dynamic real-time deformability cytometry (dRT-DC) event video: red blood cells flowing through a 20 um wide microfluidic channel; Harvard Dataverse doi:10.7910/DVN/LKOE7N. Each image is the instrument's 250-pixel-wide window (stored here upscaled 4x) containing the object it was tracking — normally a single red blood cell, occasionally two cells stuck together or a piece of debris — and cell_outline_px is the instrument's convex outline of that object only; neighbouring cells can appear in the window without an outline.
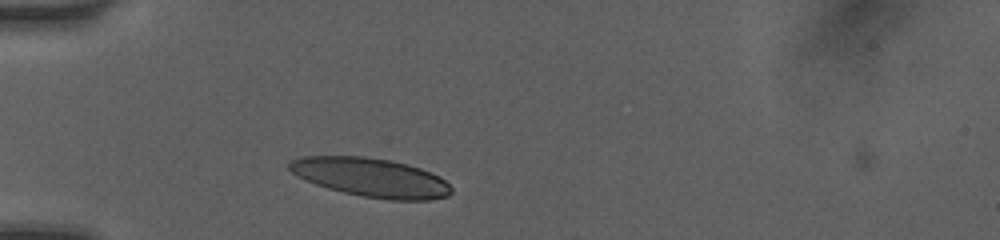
{"species": "human", "species_latin": "Homo sapiens", "temperature_condition": "room temperature", "stored_images_in_passage": 38, "camera_frame_rate_fps": 3000, "um_per_image_px": 0.085, "donor": {"sex": "female"}, "frame": {"image": 1, "passage_image": 5, "time_ms": 1.667, "image_size_px": [1000, 240], "cell_outline_px": [[452, 192], [448, 196], [428, 200], [388, 200], [360, 196], [328, 188], [316, 184], [296, 176], [288, 168], [288, 164], [292, 160], [300, 156], [364, 156], [388, 160], [408, 164], [420, 168], [440, 176], [452, 188]], "centroid_in_image_um": [31.53, 15.08], "position_along_channel_um": 53.5, "area_um2": 36.76}}
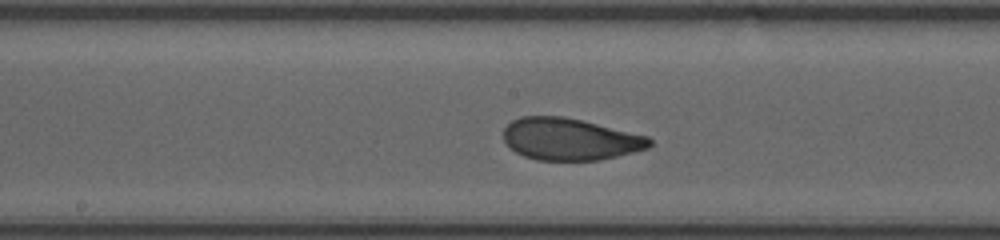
{"frame": {"image": 2, "passage_image": 17, "time_ms": 5.667, "image_size_px": [1000, 240], "cell_outline_px": [[652, 144], [648, 148], [600, 160], [536, 160], [524, 156], [516, 152], [504, 140], [504, 128], [512, 120], [520, 116], [564, 116], [648, 136], [652, 140]], "centroid_in_image_um": [48.44, 11.82], "position_along_channel_um": 199.8, "area_um2": 35.55}}
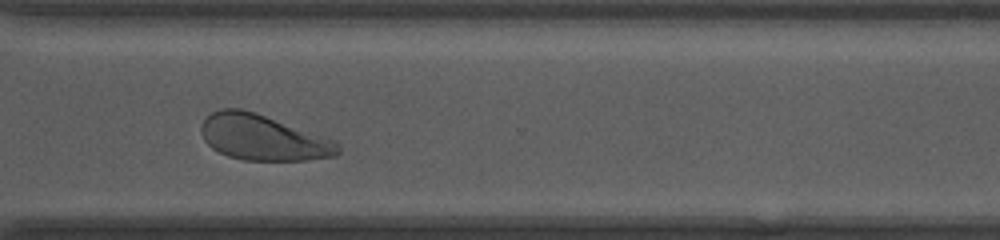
{"frame": {"image": 3, "passage_image": 37, "time_ms": 9.333, "image_size_px": [1000, 240], "cell_outline_px": [[340, 152], [336, 156], [304, 160], [244, 160], [228, 156], [212, 148], [204, 140], [200, 132], [200, 124], [212, 112], [220, 108], [240, 108], [256, 112], [336, 140], [340, 144]], "centroid_in_image_um": [22.36, 11.68], "position_along_channel_um": 348.2, "area_um2": 36.59}}